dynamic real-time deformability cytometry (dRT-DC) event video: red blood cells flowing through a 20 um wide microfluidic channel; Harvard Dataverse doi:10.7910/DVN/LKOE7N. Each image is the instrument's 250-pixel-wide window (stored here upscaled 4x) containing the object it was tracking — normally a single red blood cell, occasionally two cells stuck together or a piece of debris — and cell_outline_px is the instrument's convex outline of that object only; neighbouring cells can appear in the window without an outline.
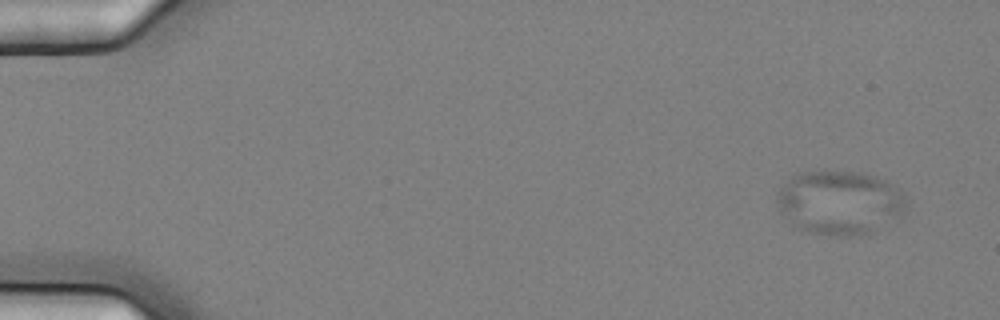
{"species": "common noctule bat (a hibernating species)", "species_latin": "Nyctalus noctula", "temperature_condition": "cold", "stored_images_in_passage": 6, "camera_frame_rate_fps": 3000, "um_per_image_px": 0.085, "animal": {"sex": "female", "body_mass_g": 25.1}, "frame": {"image": 1, "passage_image": 1, "time_ms": 0.0, "image_size_px": [1000, 320], "cell_outline_px": [[908, 212], [868, 236], [840, 236], [812, 232], [796, 228], [780, 212], [776, 204], [776, 196], [780, 188], [796, 172], [824, 168], [860, 172], [876, 176], [900, 188], [908, 196]], "centroid_in_image_um": [71.43, 17.19], "position_along_channel_um": 13.6, "area_um2": 50.11}}